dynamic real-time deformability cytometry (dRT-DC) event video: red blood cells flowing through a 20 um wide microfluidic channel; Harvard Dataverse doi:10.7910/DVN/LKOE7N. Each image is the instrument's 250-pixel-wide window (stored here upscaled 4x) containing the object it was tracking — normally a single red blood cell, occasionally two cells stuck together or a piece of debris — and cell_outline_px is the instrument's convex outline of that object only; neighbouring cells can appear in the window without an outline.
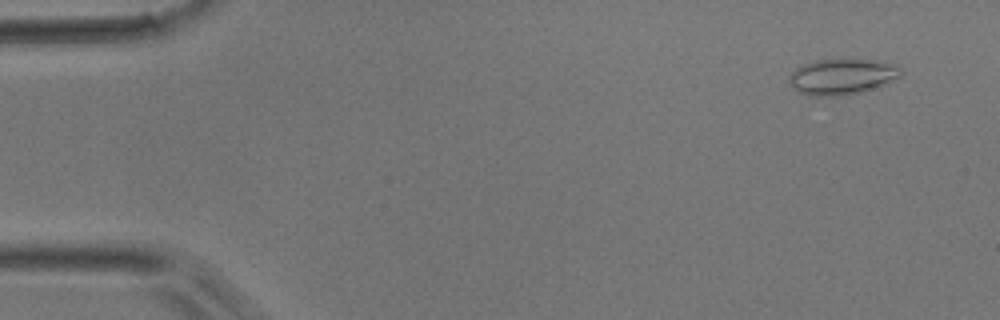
{"species": "common noctule bat (a hibernating species)", "species_latin": "Nyctalus noctula", "temperature_condition": "room temperature", "stored_images_in_passage": 47, "camera_frame_rate_fps": 3000, "um_per_image_px": 0.085, "animal": {"sex": "male", "body_mass_g": 17.9}, "frame": {"image": 1, "passage_image": 3, "time_ms": 0.667, "image_size_px": [1000, 320], "cell_outline_px": [[904, 72], [900, 76], [884, 84], [860, 92], [836, 96], [808, 96], [800, 92], [788, 80], [792, 72], [796, 68], [804, 64], [816, 60], [876, 60], [904, 68]], "centroid_in_image_um": [71.59, 6.51], "position_along_channel_um": 13.4, "area_um2": 22.89}}
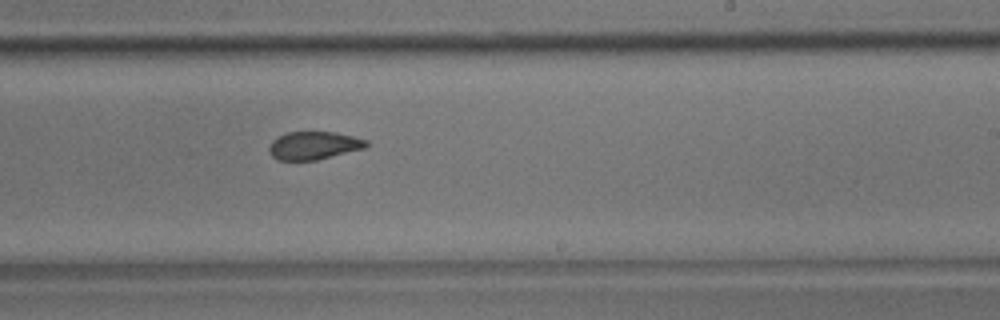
{"frame": {"image": 2, "passage_image": 29, "time_ms": 9.333, "image_size_px": [1000, 320], "cell_outline_px": [[368, 148], [316, 160], [276, 160], [268, 152], [268, 148], [272, 140], [288, 132], [336, 132], [368, 140]], "centroid_in_image_um": [26.69, 12.37], "position_along_channel_um": 262.3, "area_um2": 16.01}}
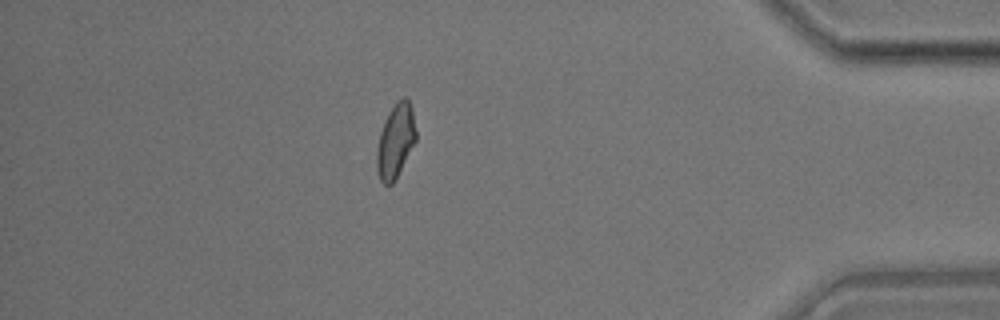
{"frame": {"image": 3, "passage_image": 42, "time_ms": 13.667, "image_size_px": [1000, 320], "cell_outline_px": [[416, 140], [396, 180], [392, 184], [384, 184], [380, 180], [376, 168], [376, 152], [380, 132], [388, 112], [396, 100], [404, 96], [408, 100], [412, 108], [416, 132]], "centroid_in_image_um": [33.61, 11.98], "position_along_channel_um": 401.6, "area_um2": 17.05}}